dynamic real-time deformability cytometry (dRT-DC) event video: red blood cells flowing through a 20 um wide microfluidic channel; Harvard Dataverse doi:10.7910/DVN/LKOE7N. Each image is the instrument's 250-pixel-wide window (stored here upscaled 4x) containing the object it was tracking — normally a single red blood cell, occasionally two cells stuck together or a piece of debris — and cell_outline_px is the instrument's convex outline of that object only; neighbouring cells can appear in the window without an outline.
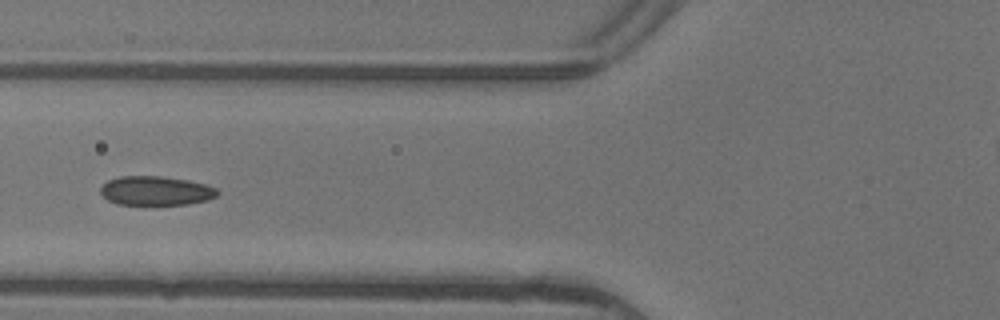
{"species": "common noctule bat (a hibernating species)", "species_latin": "Nyctalus noctula", "temperature_condition": "warm", "stored_images_in_passage": 6, "camera_frame_rate_fps": 3000, "um_per_image_px": 0.085, "animal": {"sex": "female"}, "frame": {"image": 1, "passage_image": 5, "time_ms": 1.333, "image_size_px": [1000, 320], "cell_outline_px": [[220, 192], [216, 196], [208, 200], [188, 204], [116, 204], [108, 200], [100, 192], [100, 188], [108, 180], [120, 176], [160, 176], [188, 180], [204, 184], [216, 188]], "centroid_in_image_um": [13.25, 16.21], "position_along_channel_um": 112.5, "area_um2": 19.77}}
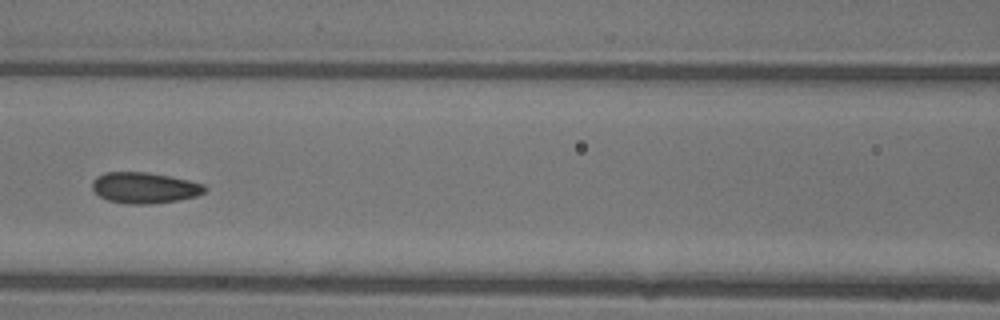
{"frame": {"image": 2, "passage_image": 6, "time_ms": 1.667, "image_size_px": [1000, 320], "cell_outline_px": [[208, 188], [204, 192], [196, 196], [176, 200], [152, 204], [128, 204], [108, 200], [100, 196], [92, 188], [92, 180], [96, 176], [104, 172], [148, 172], [188, 180], [204, 184]], "centroid_in_image_um": [12.27, 15.95], "position_along_channel_um": 154.3, "area_um2": 20.29}}